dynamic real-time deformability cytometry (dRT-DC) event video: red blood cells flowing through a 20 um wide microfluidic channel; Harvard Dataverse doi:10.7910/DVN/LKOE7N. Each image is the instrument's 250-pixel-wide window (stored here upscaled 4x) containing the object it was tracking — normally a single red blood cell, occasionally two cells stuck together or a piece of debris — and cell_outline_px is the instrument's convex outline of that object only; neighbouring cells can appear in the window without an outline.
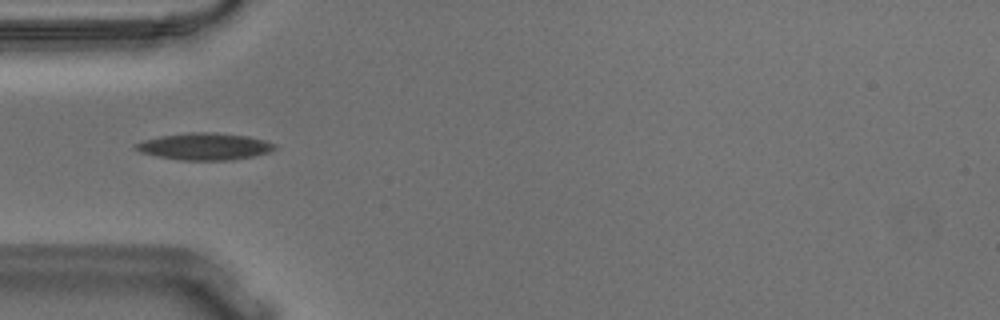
{"species": "Egyptian fruit bat (a non-hibernating species)", "species_latin": "Rousettus aegyptiacus", "temperature_condition": "warm", "stored_images_in_passage": 28, "camera_frame_rate_fps": 3000, "um_per_image_px": 0.085, "animal": {"sex": "male"}, "frame": {"image": 1, "passage_image": 5, "time_ms": 1.333, "image_size_px": [1000, 320], "cell_outline_px": [[276, 148], [268, 152], [256, 156], [232, 160], [180, 160], [140, 152], [132, 148], [132, 144], [144, 140], [160, 136], [192, 132], [216, 132], [248, 136], [264, 140], [276, 144]], "centroid_in_image_um": [17.39, 12.44], "position_along_channel_um": 67.6, "area_um2": 21.91}}